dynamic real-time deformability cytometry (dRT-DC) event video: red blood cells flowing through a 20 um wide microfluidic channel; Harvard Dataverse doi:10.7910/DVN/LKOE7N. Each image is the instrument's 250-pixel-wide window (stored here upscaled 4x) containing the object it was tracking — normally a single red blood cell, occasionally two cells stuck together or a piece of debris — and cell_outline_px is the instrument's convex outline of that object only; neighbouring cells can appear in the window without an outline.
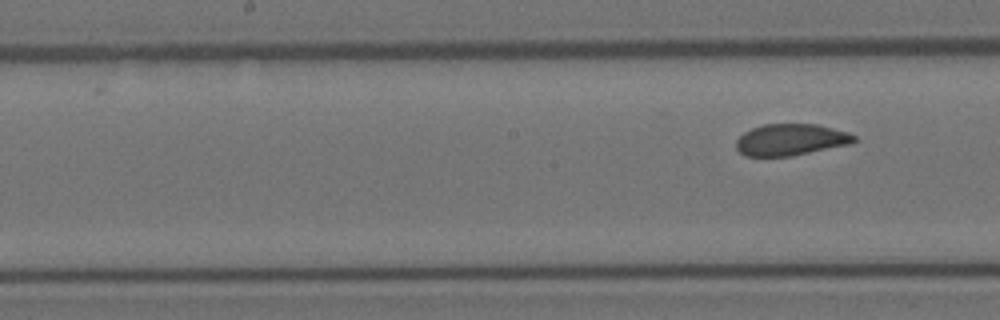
{"species": "Egyptian fruit bat (a non-hibernating species)", "species_latin": "Rousettus aegyptiacus", "temperature_condition": "room temperature", "stored_images_in_passage": 8, "segment_of_instrument_passage": [2, 2], "camera_frame_rate_fps": 3000, "um_per_image_px": 0.085, "animal": {"sex": "female"}, "frame": {"image": 1, "passage_image": 8, "time_ms": 8.667, "image_size_px": [1000, 320], "cell_outline_px": [[856, 140], [852, 144], [792, 156], [744, 156], [736, 148], [736, 140], [744, 132], [752, 128], [764, 124], [816, 124], [848, 132], [856, 136]], "centroid_in_image_um": [67.22, 11.88], "position_along_channel_um": 181.0, "area_um2": 21.79}}